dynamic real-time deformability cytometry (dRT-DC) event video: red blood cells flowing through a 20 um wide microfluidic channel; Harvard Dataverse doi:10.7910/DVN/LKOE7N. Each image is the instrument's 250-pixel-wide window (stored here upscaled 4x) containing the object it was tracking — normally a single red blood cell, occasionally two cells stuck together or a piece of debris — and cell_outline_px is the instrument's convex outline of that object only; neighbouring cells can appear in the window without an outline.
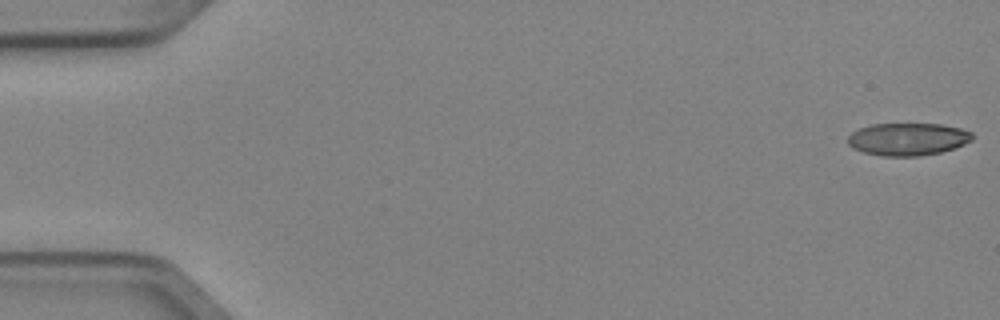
{"species": "Egyptian fruit bat (a non-hibernating species)", "species_latin": "Rousettus aegyptiacus", "temperature_condition": "cold", "stored_images_in_passage": 5, "camera_frame_rate_fps": 3000, "um_per_image_px": 0.085, "animal": {"sex": "female"}, "frame": {"image": 1, "passage_image": 1, "time_ms": 0.0, "image_size_px": [1000, 320], "cell_outline_px": [[972, 140], [964, 144], [940, 152], [920, 156], [884, 156], [864, 152], [852, 148], [848, 144], [848, 136], [852, 132], [860, 128], [872, 124], [940, 124], [960, 128], [972, 132]], "centroid_in_image_um": [77.15, 11.83], "position_along_channel_um": 7.9, "area_um2": 23.47}}
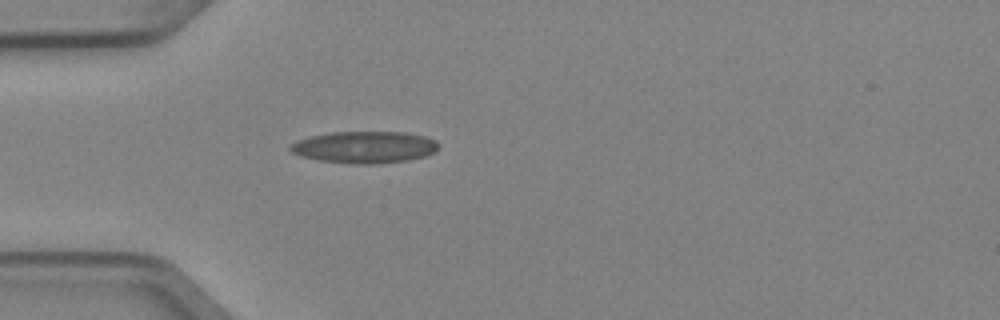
{"frame": {"image": 2, "passage_image": 5, "time_ms": 1.333, "image_size_px": [1000, 320], "cell_outline_px": [[440, 144], [436, 152], [424, 156], [408, 160], [372, 164], [352, 164], [320, 160], [300, 156], [292, 152], [288, 148], [296, 140], [312, 136], [332, 132], [404, 132], [424, 136], [436, 140]], "centroid_in_image_um": [31.01, 12.51], "position_along_channel_um": 54.0, "area_um2": 27.51}}